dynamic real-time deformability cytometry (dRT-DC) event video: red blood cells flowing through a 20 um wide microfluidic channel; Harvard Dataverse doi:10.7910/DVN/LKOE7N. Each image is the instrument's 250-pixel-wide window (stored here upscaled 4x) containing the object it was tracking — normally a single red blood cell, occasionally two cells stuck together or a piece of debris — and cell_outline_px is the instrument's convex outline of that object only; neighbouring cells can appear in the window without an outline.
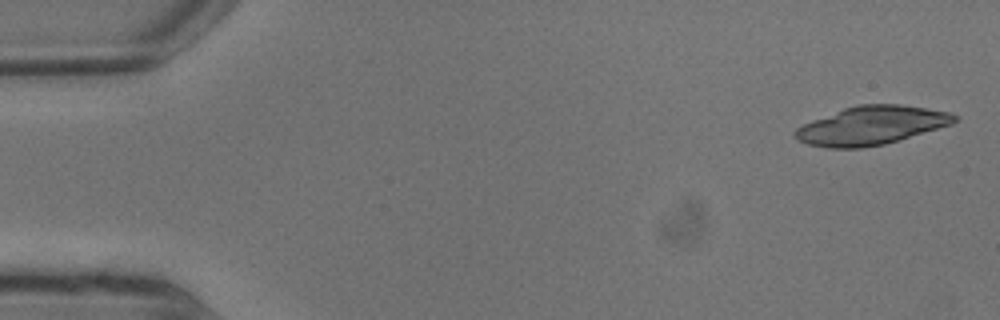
{"species": "common noctule bat (a hibernating species)", "species_latin": "Nyctalus noctula", "temperature_condition": "warm", "stored_images_in_passage": 9, "camera_frame_rate_fps": 3000, "um_per_image_px": 0.085, "animal": {"sex": "male", "body_mass_g": 13.3}, "frame": {"image": 1, "passage_image": 1, "time_ms": 0.0, "image_size_px": [1000, 320], "cell_outline_px": [[960, 116], [952, 124], [884, 144], [860, 148], [828, 148], [808, 144], [796, 140], [792, 132], [796, 128], [812, 120], [844, 108], [860, 104], [900, 104], [928, 108], [952, 112]], "centroid_in_image_um": [74.06, 10.66], "position_along_channel_um": 10.9, "area_um2": 35.78}}